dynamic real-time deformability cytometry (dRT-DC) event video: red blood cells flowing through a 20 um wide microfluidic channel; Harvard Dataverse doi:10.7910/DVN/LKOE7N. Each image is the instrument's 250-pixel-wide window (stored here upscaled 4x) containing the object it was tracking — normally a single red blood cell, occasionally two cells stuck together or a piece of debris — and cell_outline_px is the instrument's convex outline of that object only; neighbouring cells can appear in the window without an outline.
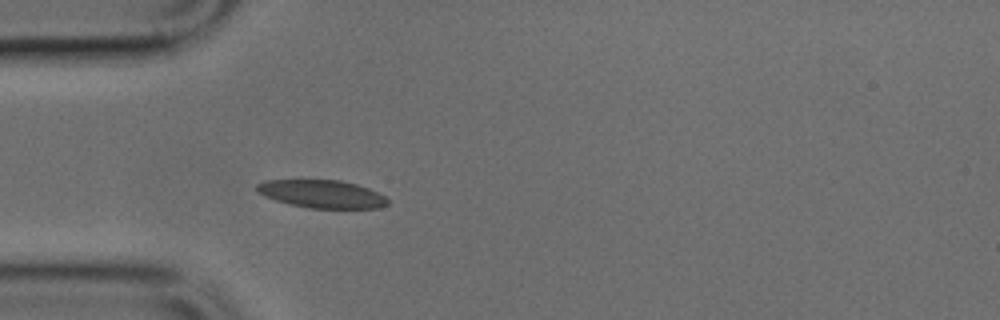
{"species": "common noctule bat (a hibernating species)", "species_latin": "Nyctalus noctula", "temperature_condition": "cold", "stored_images_in_passage": 3, "camera_frame_rate_fps": 3000, "um_per_image_px": 0.085, "animal": {"sex": "male", "body_mass_g": 17.9, "forearm_length_mm": 54.2}, "frame": {"image": 1, "passage_image": 3, "time_ms": 0.667, "image_size_px": [1000, 320], "cell_outline_px": [[388, 204], [380, 208], [308, 208], [288, 204], [264, 196], [256, 192], [256, 184], [264, 180], [340, 180], [356, 184], [368, 188], [384, 196], [388, 200]], "centroid_in_image_um": [27.32, 16.49], "position_along_channel_um": 57.7, "area_um2": 21.33}}